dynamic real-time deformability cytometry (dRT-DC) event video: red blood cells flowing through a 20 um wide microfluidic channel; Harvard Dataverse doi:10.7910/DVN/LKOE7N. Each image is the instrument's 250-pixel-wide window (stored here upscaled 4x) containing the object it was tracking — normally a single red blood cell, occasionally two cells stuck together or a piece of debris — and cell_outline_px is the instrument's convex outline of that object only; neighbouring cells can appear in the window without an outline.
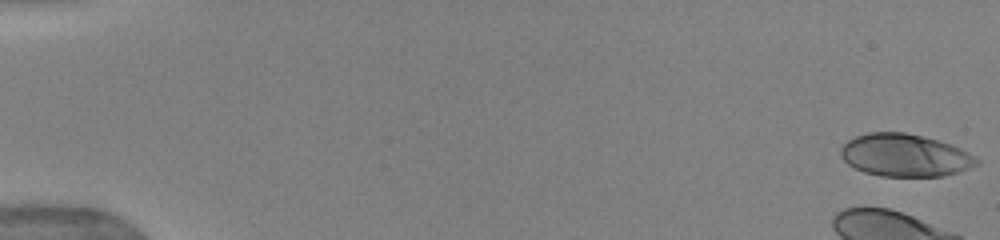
{"species": "human", "species_latin": "Homo sapiens", "temperature_condition": "warm", "stored_images_in_passage": 45, "camera_frame_rate_fps": 3000, "um_per_image_px": 0.085, "donor": {"sex": "female"}, "frame": {"image": 1, "passage_image": 1, "time_ms": 0.0, "image_size_px": [1000, 240], "cell_outline_px": [[980, 164], [960, 172], [944, 176], [880, 176], [864, 172], [848, 164], [840, 156], [840, 148], [848, 140], [856, 136], [868, 132], [904, 132], [924, 136], [960, 148], [968, 152], [980, 160]], "centroid_in_image_um": [76.92, 13.2], "position_along_channel_um": 8.1, "area_um2": 33.81}}